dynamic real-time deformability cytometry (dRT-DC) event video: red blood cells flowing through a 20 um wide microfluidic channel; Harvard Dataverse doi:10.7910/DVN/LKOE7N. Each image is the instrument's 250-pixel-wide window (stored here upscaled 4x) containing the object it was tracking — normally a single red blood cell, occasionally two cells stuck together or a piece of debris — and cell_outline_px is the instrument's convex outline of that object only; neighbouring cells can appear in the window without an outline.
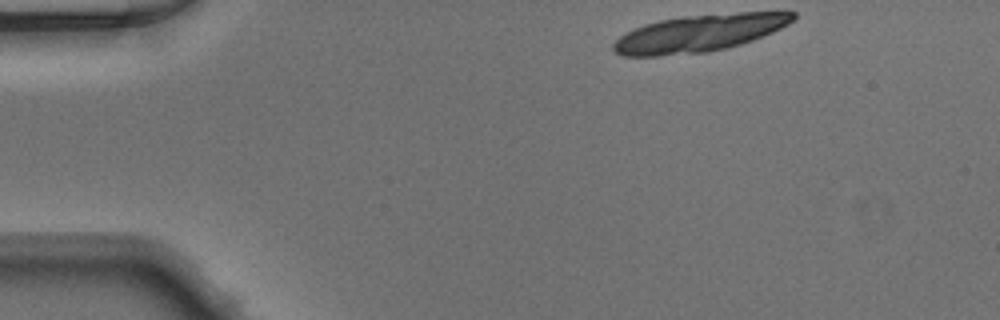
{"species": "Egyptian fruit bat (a non-hibernating species)", "species_latin": "Rousettus aegyptiacus", "temperature_condition": "warm", "stored_images_in_passage": 11, "camera_frame_rate_fps": 3000, "um_per_image_px": 0.085, "animal": {"sex": "male"}, "frame": {"image": 1, "passage_image": 1, "time_ms": 0.0, "image_size_px": [1000, 320], "cell_outline_px": [[796, 16], [788, 24], [772, 32], [752, 40], [728, 48], [708, 52], [656, 56], [624, 56], [616, 52], [612, 48], [612, 44], [620, 36], [644, 24], [660, 20], [680, 16], [740, 12], [796, 12]], "centroid_in_image_um": [59.42, 2.82], "position_along_channel_um": 25.6, "area_um2": 38.67}}